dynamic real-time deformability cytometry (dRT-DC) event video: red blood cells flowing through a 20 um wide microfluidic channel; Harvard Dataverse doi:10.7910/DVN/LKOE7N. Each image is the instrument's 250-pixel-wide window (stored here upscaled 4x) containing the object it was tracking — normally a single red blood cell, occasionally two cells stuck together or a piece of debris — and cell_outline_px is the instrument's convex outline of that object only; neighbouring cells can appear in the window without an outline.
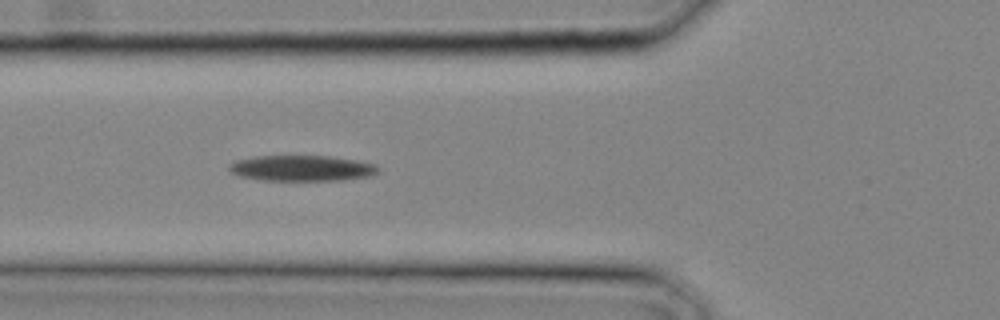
{"species": "common noctule bat (a hibernating species)", "species_latin": "Nyctalus noctula", "temperature_condition": "cold", "stored_images_in_passage": 10, "camera_frame_rate_fps": 3000, "um_per_image_px": 0.085, "animal": {"sex": "male", "body_mass_g": 20.4}, "frame": {"image": 1, "passage_image": 10, "time_ms": 3.0, "image_size_px": [1000, 320], "cell_outline_px": [[380, 172], [372, 176], [340, 180], [264, 180], [240, 176], [232, 172], [228, 168], [228, 164], [236, 160], [252, 156], [328, 156], [356, 160], [372, 164], [380, 168]], "centroid_in_image_um": [25.65, 14.29], "position_along_channel_um": 100.1, "area_um2": 22.31}}